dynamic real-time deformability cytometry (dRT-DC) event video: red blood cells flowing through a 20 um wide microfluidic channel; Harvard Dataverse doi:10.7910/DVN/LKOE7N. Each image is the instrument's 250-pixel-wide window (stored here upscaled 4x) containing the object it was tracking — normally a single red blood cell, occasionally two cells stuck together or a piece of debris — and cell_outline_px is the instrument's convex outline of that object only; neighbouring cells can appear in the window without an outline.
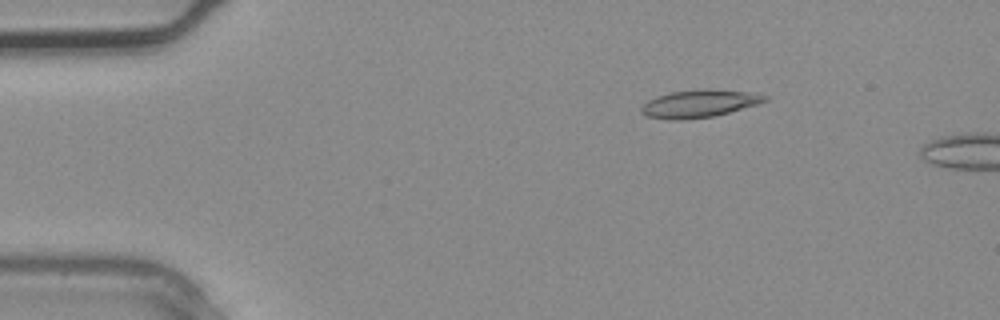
{"species": "common noctule bat (a hibernating species)", "species_latin": "Nyctalus noctula", "temperature_condition": "warm", "stored_images_in_passage": 2, "camera_frame_rate_fps": 3000, "um_per_image_px": 0.085, "animal": {"sex": "male", "body_mass_g": 20.4}, "frame": {"image": 1, "passage_image": 1, "time_ms": 0.0, "image_size_px": [1000, 320], "cell_outline_px": [[768, 100], [760, 104], [712, 116], [684, 120], [672, 120], [648, 116], [640, 112], [640, 108], [648, 100], [656, 96], [668, 92], [704, 88], [708, 88], [748, 92], [768, 96]], "centroid_in_image_um": [59.43, 8.79], "position_along_channel_um": 25.6, "area_um2": 20.0}}